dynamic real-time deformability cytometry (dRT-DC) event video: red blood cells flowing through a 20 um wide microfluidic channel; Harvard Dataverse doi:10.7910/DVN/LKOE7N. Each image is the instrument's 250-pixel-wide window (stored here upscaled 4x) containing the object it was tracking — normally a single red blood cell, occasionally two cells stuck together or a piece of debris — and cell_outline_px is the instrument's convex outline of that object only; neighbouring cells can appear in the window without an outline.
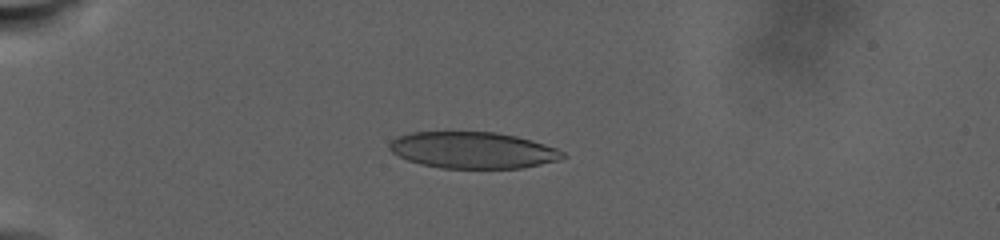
{"species": "human", "species_latin": "Homo sapiens", "temperature_condition": "warm", "stored_images_in_passage": 31, "camera_frame_rate_fps": 3000, "um_per_image_px": 0.085, "donor": {"sex": "male"}, "frame": {"image": 1, "passage_image": 1, "time_ms": 0.0, "image_size_px": [1000, 240], "cell_outline_px": [[568, 156], [560, 160], [524, 168], [440, 168], [420, 164], [408, 160], [392, 152], [388, 148], [388, 144], [396, 136], [412, 132], [496, 132], [516, 136], [532, 140], [556, 148], [564, 152]], "centroid_in_image_um": [40.21, 12.77], "position_along_channel_um": 44.8, "area_um2": 37.05}}
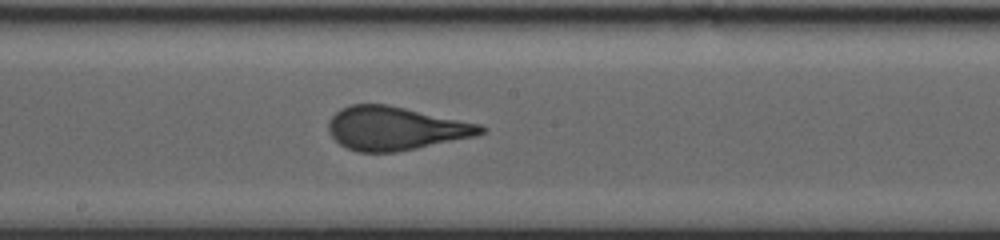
{"frame": {"image": 2, "passage_image": 12, "time_ms": 10.0, "image_size_px": [1000, 240], "cell_outline_px": [[488, 128], [484, 132], [476, 136], [396, 152], [356, 152], [340, 144], [328, 132], [328, 120], [340, 108], [352, 104], [388, 104], [480, 124]], "centroid_in_image_um": [33.6, 10.91], "position_along_channel_um": 214.6, "area_um2": 38.55}}
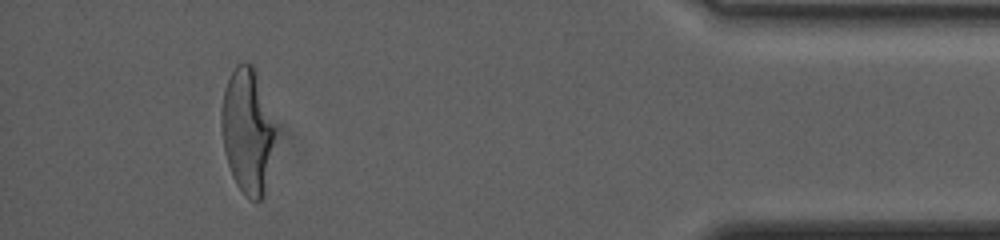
{"frame": {"image": 3, "passage_image": 27, "time_ms": 21.333, "image_size_px": [1000, 240], "cell_outline_px": [[272, 144], [264, 196], [256, 204], [248, 200], [244, 196], [236, 184], [232, 176], [224, 152], [220, 124], [220, 112], [224, 88], [236, 64], [244, 60], [252, 64], [256, 68], [272, 128]], "centroid_in_image_um": [20.95, 11.15], "position_along_channel_um": 414.3, "area_um2": 38.55}}